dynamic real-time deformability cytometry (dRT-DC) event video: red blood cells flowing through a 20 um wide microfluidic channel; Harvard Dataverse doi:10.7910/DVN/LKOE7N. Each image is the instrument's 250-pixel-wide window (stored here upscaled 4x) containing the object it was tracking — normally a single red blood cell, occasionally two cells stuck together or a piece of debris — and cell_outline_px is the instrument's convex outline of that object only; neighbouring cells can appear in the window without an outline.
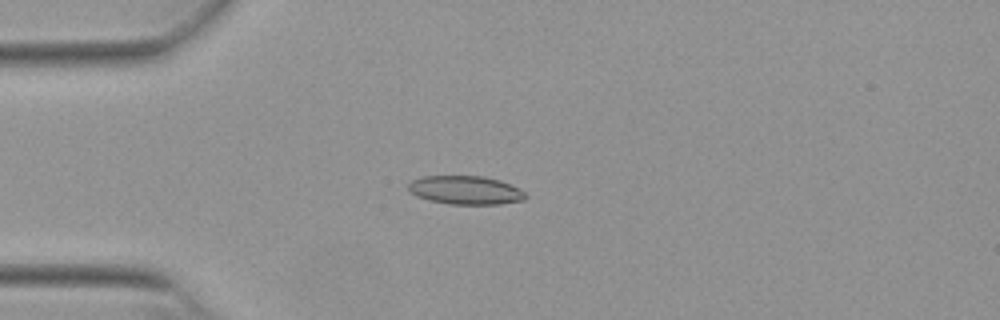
{"species": "Egyptian fruit bat (a non-hibernating species)", "species_latin": "Rousettus aegyptiacus", "temperature_condition": "warm", "stored_images_in_passage": 41, "camera_frame_rate_fps": 3000, "um_per_image_px": 0.085, "animal": {"sex": "female"}, "frame": {"image": 1, "passage_image": 2, "time_ms": 0.333, "image_size_px": [1000, 320], "cell_outline_px": [[528, 196], [524, 200], [500, 204], [448, 204], [428, 200], [416, 196], [408, 188], [408, 184], [412, 180], [420, 176], [484, 176], [500, 180], [520, 188]], "centroid_in_image_um": [39.58, 16.16], "position_along_channel_um": 45.4, "area_um2": 19.65}}
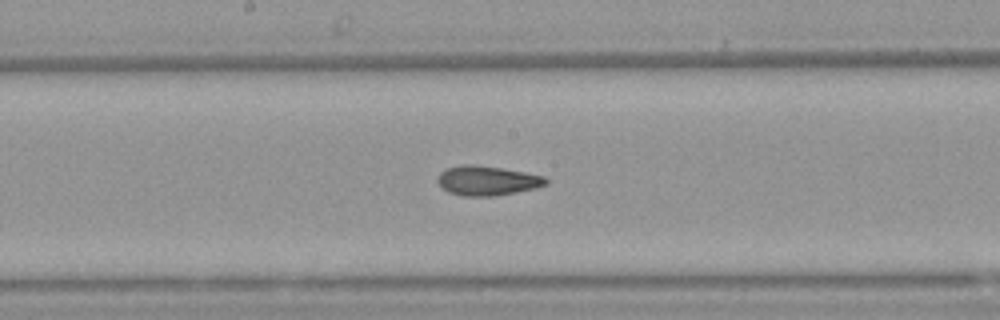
{"frame": {"image": 2, "passage_image": 16, "time_ms": 5.0, "image_size_px": [1000, 320], "cell_outline_px": [[548, 184], [536, 188], [496, 196], [464, 196], [448, 192], [440, 188], [436, 180], [436, 176], [444, 168], [464, 164], [476, 164], [524, 172], [544, 176], [548, 180]], "centroid_in_image_um": [41.35, 15.35], "position_along_channel_um": 206.8, "area_um2": 18.96}}
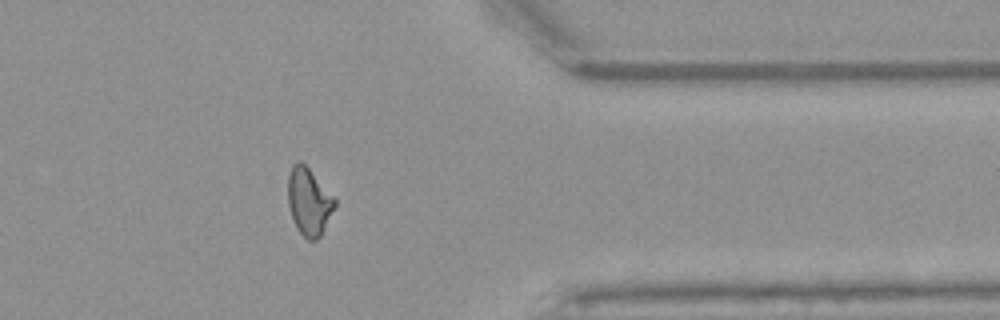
{"frame": {"image": 3, "passage_image": 31, "time_ms": 10.0, "image_size_px": [1000, 320], "cell_outline_px": [[336, 204], [320, 236], [316, 240], [308, 240], [296, 228], [292, 220], [288, 204], [288, 176], [292, 164], [296, 160], [300, 160], [308, 168], [336, 200]], "centroid_in_image_um": [26.22, 17.13], "position_along_channel_um": 385.2, "area_um2": 18.15}, "authors_computed_cell_mechanics": {"area_um2": 18.3226, "velocity_mm_per_s": 3.8585, "shape_relaxation_time_tau1_ms": null, "shape_relaxation_time_tau2_ms": 2.8897, "deformation_change_tau1": null, "deformation_change_tau2": 0.1037}}